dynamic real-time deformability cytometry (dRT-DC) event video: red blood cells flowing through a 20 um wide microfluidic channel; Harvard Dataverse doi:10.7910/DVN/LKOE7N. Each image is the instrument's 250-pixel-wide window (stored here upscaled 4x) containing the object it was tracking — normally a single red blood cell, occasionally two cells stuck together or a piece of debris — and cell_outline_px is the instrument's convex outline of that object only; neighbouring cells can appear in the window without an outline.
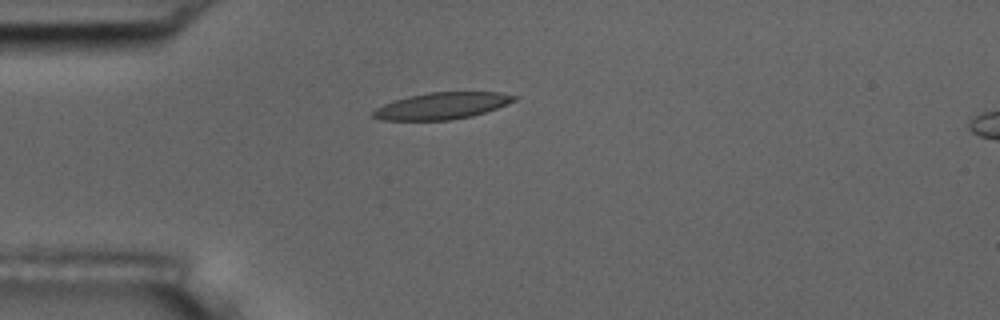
{"species": "common noctule bat (a hibernating species)", "species_latin": "Nyctalus noctula", "temperature_condition": "room temperature", "stored_images_in_passage": 1, "camera_frame_rate_fps": 3000, "um_per_image_px": 0.085, "animal": {"sex": "male", "body_mass_g": 17.5, "forearm_length_mm": 52.3}, "frame": {"image": 1, "passage_image": 1, "time_ms": 0.0, "image_size_px": [1000, 320], "cell_outline_px": [[516, 100], [508, 104], [472, 116], [452, 120], [380, 120], [372, 116], [372, 112], [376, 108], [384, 104], [408, 96], [428, 92], [500, 92], [516, 96]], "centroid_in_image_um": [37.56, 8.99], "position_along_channel_um": 47.4, "area_um2": 21.85}}